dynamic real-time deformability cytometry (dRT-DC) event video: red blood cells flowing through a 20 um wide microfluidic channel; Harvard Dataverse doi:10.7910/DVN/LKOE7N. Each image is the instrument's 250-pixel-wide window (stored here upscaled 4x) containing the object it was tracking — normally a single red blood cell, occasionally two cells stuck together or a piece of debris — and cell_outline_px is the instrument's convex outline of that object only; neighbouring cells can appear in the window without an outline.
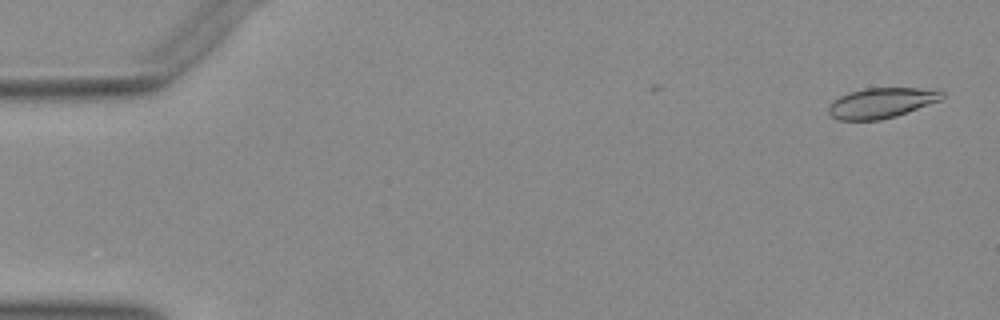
{"species": "Egyptian fruit bat (a non-hibernating species)", "species_latin": "Rousettus aegyptiacus", "temperature_condition": "warm", "stored_images_in_passage": 5, "camera_frame_rate_fps": 3000, "um_per_image_px": 0.085, "animal": {"sex": "female"}, "frame": {"image": 1, "passage_image": 2, "time_ms": 0.333, "image_size_px": [1000, 320], "cell_outline_px": [[944, 96], [940, 100], [896, 116], [880, 120], [836, 120], [828, 112], [828, 104], [832, 100], [848, 92], [864, 88], [920, 88], [944, 92]], "centroid_in_image_um": [74.85, 8.75], "position_along_channel_um": 10.1, "area_um2": 20.0}}